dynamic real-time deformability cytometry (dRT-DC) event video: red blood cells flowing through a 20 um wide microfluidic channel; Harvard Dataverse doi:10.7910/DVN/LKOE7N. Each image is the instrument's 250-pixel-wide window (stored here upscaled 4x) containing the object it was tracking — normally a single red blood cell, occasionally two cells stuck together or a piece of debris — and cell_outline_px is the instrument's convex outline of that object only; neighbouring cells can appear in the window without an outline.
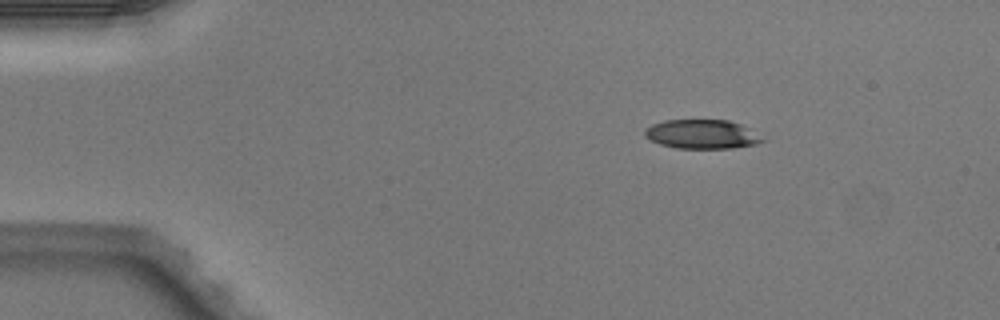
{"species": "Egyptian fruit bat (a non-hibernating species)", "species_latin": "Rousettus aegyptiacus", "temperature_condition": "warm", "stored_images_in_passage": 5, "segment_of_instrument_passage": [1, 2], "camera_frame_rate_fps": 3000, "um_per_image_px": 0.085, "animal": {"sex": "male"}, "frame": {"image": 1, "passage_image": 2, "time_ms": 0.333, "image_size_px": [1000, 320], "cell_outline_px": [[768, 140], [756, 144], [732, 148], [676, 148], [660, 144], [644, 136], [644, 128], [652, 124], [664, 120], [728, 120], [740, 124], [748, 128]], "centroid_in_image_um": [59.67, 11.4], "position_along_channel_um": 25.3, "area_um2": 20.0}}